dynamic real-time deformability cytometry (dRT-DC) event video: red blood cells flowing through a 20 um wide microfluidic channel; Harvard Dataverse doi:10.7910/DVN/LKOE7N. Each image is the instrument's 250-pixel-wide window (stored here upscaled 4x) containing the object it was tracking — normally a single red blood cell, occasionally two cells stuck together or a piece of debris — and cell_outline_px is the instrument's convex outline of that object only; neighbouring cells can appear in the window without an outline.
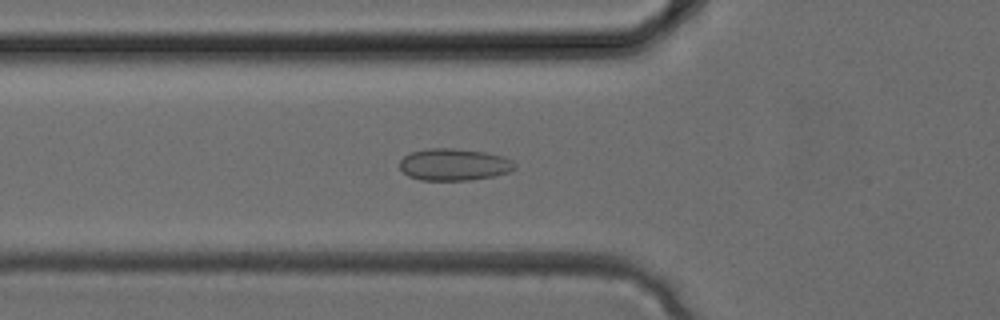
{"species": "common noctule bat (a hibernating species)", "species_latin": "Nyctalus noctula", "temperature_condition": "cold", "stored_images_in_passage": 34, "camera_frame_rate_fps": 3000, "um_per_image_px": 0.085, "animal": {"sex": "female", "body_mass_g": 24.6, "forearm_length_mm": 56.2}, "frame": {"image": 1, "passage_image": 12, "time_ms": 3.667, "image_size_px": [1000, 320], "cell_outline_px": [[516, 168], [508, 172], [492, 176], [468, 180], [420, 180], [408, 176], [400, 168], [400, 160], [404, 156], [412, 152], [428, 148], [452, 148], [484, 152], [504, 156], [512, 160], [516, 164]], "centroid_in_image_um": [38.59, 13.98], "position_along_channel_um": 87.2, "area_um2": 21.39}}
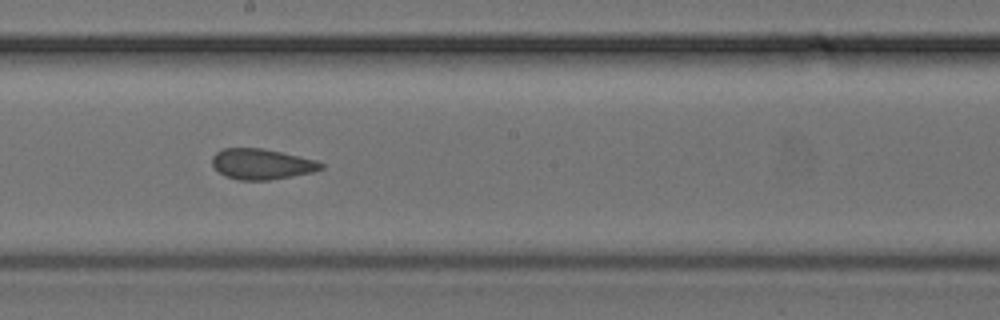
{"frame": {"image": 2, "passage_image": 19, "time_ms": 6.0, "image_size_px": [1000, 320], "cell_outline_px": [[324, 168], [312, 172], [292, 176], [268, 180], [240, 180], [224, 176], [212, 164], [212, 156], [216, 152], [224, 148], [260, 148], [280, 152], [316, 160], [324, 164]], "centroid_in_image_um": [22.23, 13.95], "position_along_channel_um": 226.0, "area_um2": 19.25}}
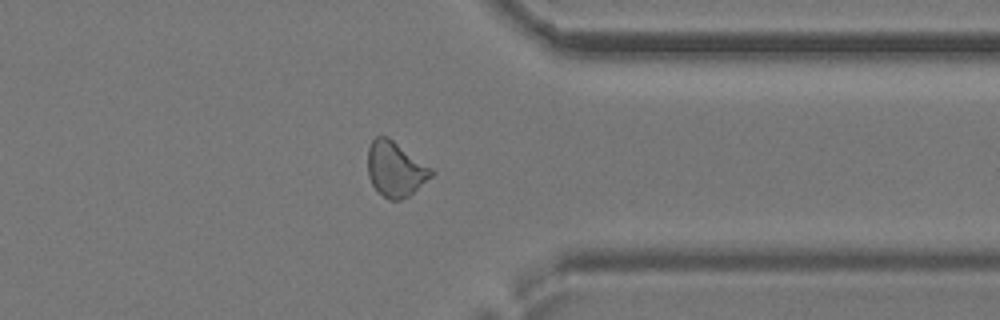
{"frame": {"image": 3, "passage_image": 27, "time_ms": 8.667, "image_size_px": [1000, 320], "cell_outline_px": [[436, 172], [432, 176], [408, 196], [400, 200], [388, 200], [376, 192], [368, 176], [368, 148], [372, 140], [376, 136], [388, 136], [432, 168]], "centroid_in_image_um": [33.59, 14.38], "position_along_channel_um": 377.8, "area_um2": 20.52}}